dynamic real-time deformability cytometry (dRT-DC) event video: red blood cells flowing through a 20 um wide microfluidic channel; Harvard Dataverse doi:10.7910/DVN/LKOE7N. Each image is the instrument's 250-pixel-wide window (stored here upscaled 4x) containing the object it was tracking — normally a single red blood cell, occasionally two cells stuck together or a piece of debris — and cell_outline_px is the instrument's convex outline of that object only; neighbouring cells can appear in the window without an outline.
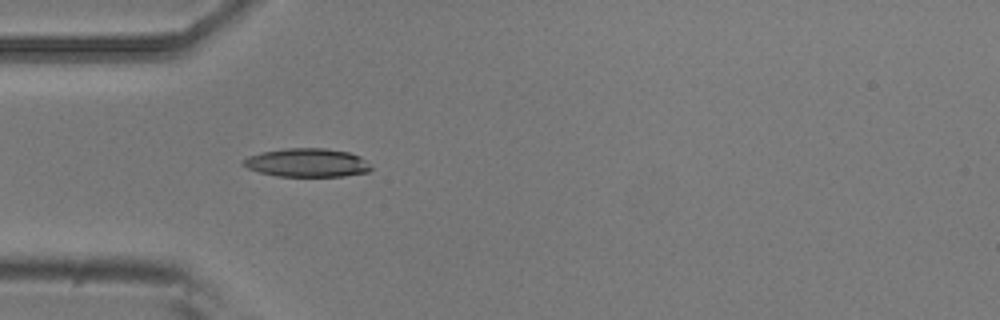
{"species": "common noctule bat (a hibernating species)", "species_latin": "Nyctalus noctula", "temperature_condition": "room temperature", "stored_images_in_passage": 1, "camera_frame_rate_fps": 3000, "um_per_image_px": 0.085, "animal": {"sex": "male", "body_mass_g": 20.5, "forearm_length_mm": 52.5}, "frame": {"image": 1, "passage_image": 1, "time_ms": 0.0, "image_size_px": [1000, 320], "cell_outline_px": [[372, 168], [368, 172], [344, 176], [276, 176], [260, 172], [248, 168], [240, 164], [240, 160], [248, 156], [260, 152], [284, 148], [324, 148], [348, 152], [360, 156]], "centroid_in_image_um": [26.04, 13.82], "position_along_channel_um": 59.0, "area_um2": 21.33}}